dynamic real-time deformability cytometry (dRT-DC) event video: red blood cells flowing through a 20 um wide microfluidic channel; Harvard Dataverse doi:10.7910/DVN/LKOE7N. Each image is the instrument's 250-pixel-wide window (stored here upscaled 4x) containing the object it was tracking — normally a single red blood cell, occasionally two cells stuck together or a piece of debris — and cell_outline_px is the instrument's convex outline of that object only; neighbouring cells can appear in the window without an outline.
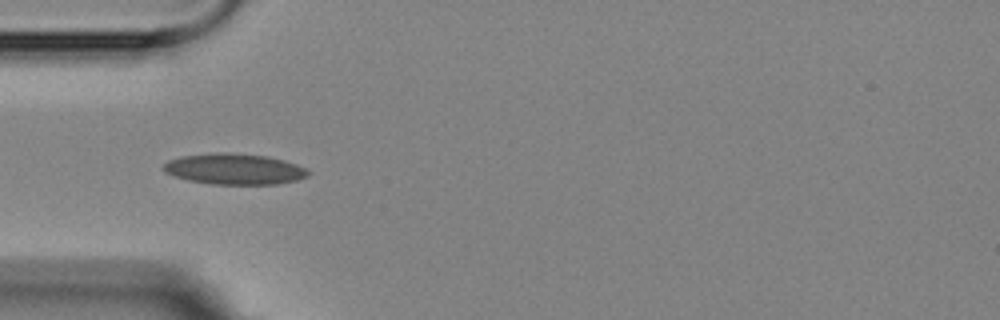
{"species": "Egyptian fruit bat (a non-hibernating species)", "species_latin": "Rousettus aegyptiacus", "temperature_condition": "room temperature", "stored_images_in_passage": 3, "camera_frame_rate_fps": 3000, "um_per_image_px": 0.085, "animal": {"sex": "female"}, "frame": {"image": 1, "passage_image": 1, "time_ms": 0.0, "image_size_px": [1000, 320], "cell_outline_px": [[312, 172], [308, 176], [296, 180], [276, 184], [212, 184], [188, 180], [172, 176], [164, 172], [164, 164], [168, 160], [180, 156], [216, 152], [232, 152], [268, 156], [284, 160], [296, 164]], "centroid_in_image_um": [19.91, 14.36], "position_along_channel_um": 65.1, "area_um2": 26.24}}
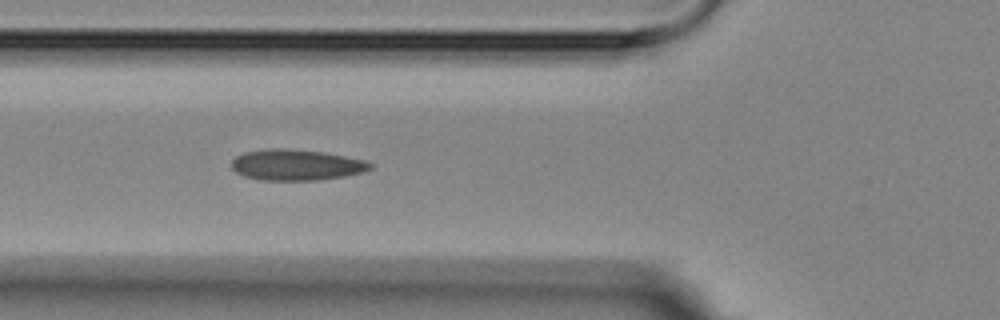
{"frame": {"image": 2, "passage_image": 2, "time_ms": 1.0, "image_size_px": [1000, 320], "cell_outline_px": [[372, 168], [364, 172], [344, 176], [316, 180], [260, 180], [244, 176], [236, 172], [232, 168], [232, 160], [236, 156], [244, 152], [268, 148], [288, 148], [324, 152], [364, 160], [372, 164]], "centroid_in_image_um": [25.16, 14.01], "position_along_channel_um": 100.6, "area_um2": 25.03}}
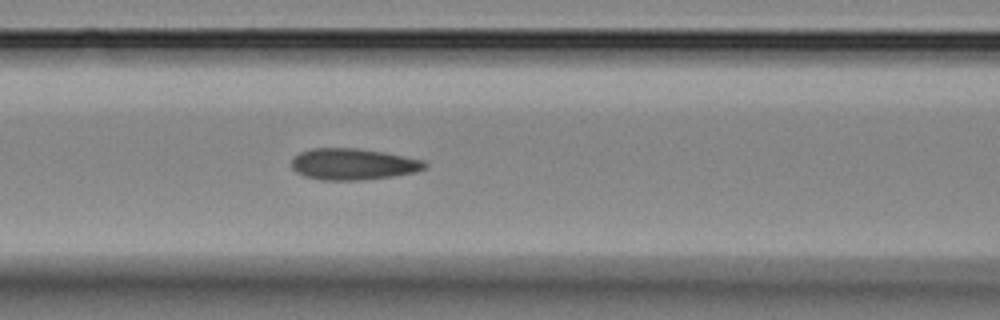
{"frame": {"image": 3, "passage_image": 3, "time_ms": 2.0, "image_size_px": [1000, 320], "cell_outline_px": [[428, 164], [424, 168], [416, 172], [392, 176], [364, 180], [324, 180], [304, 176], [296, 172], [292, 168], [292, 160], [300, 152], [312, 148], [360, 148], [384, 152], [424, 160]], "centroid_in_image_um": [30.02, 13.95], "position_along_channel_um": 136.6, "area_um2": 24.39}}